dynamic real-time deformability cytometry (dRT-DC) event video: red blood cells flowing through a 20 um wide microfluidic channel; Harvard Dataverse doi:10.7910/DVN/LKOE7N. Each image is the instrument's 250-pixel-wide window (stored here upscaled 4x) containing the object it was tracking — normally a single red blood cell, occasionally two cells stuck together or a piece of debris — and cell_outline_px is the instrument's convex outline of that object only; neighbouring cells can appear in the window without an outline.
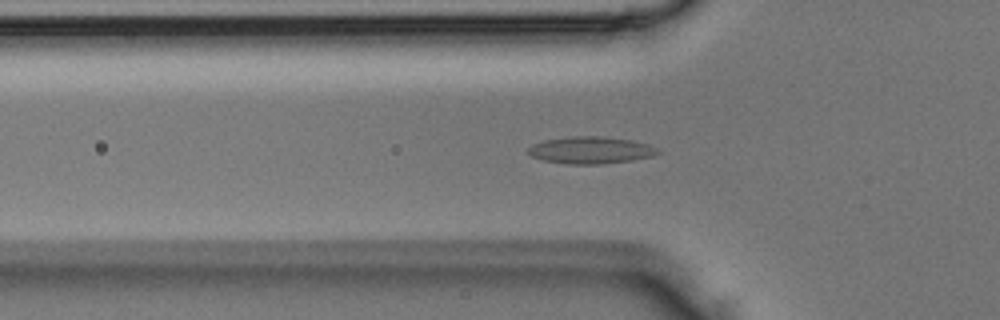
{"species": "Egyptian fruit bat (a non-hibernating species)", "species_latin": "Rousettus aegyptiacus", "temperature_condition": "room temperature", "stored_images_in_passage": 4, "camera_frame_rate_fps": 3000, "um_per_image_px": 0.085, "animal": {"sex": "male"}, "frame": {"image": 1, "passage_image": 4, "time_ms": 1.0, "image_size_px": [1000, 320], "cell_outline_px": [[660, 152], [652, 156], [632, 160], [600, 164], [568, 164], [544, 160], [532, 156], [528, 152], [528, 148], [532, 144], [544, 140], [568, 136], [604, 136], [632, 140], [648, 144], [656, 148]], "centroid_in_image_um": [50.2, 12.75], "position_along_channel_um": 75.6, "area_um2": 20.4}}